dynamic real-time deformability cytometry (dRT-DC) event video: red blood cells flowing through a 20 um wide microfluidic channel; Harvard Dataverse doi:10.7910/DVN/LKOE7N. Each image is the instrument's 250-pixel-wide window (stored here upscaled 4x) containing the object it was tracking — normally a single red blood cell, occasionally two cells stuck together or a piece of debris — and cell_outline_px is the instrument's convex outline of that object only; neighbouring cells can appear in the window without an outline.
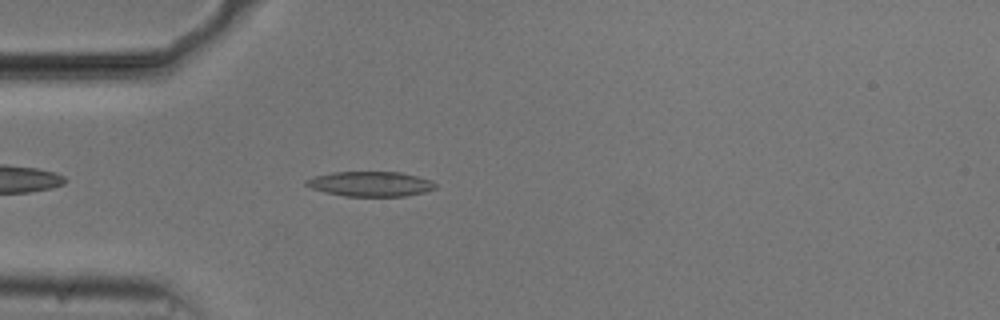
{"species": "common noctule bat (a hibernating species)", "species_latin": "Nyctalus noctula", "temperature_condition": "cold", "stored_images_in_passage": 44, "camera_frame_rate_fps": 3000, "um_per_image_px": 0.085, "animal": {"sex": "male", "body_mass_g": 20.5, "forearm_length_mm": 52.5}, "frame": {"image": 1, "passage_image": 5, "time_ms": 1.333, "image_size_px": [1000, 320], "cell_outline_px": [[436, 188], [424, 192], [404, 196], [344, 196], [324, 192], [312, 188], [304, 184], [304, 180], [316, 176], [332, 172], [400, 172], [432, 180], [436, 184]], "centroid_in_image_um": [31.48, 15.63], "position_along_channel_um": 53.5, "area_um2": 18.73}}
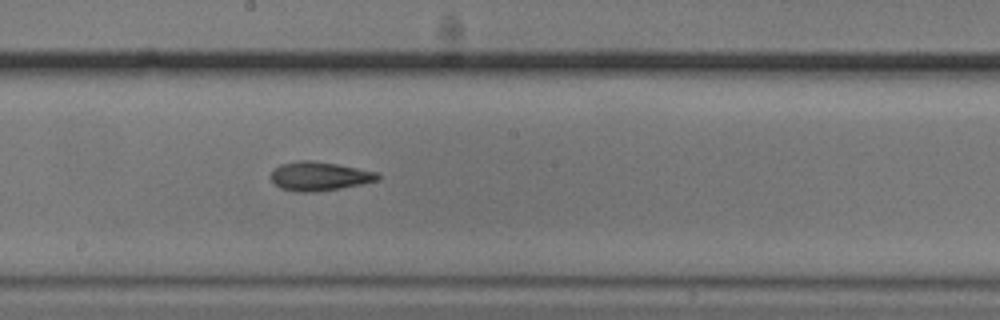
{"frame": {"image": 2, "passage_image": 19, "time_ms": 6.0, "image_size_px": [1000, 320], "cell_outline_px": [[380, 180], [364, 184], [316, 192], [296, 192], [280, 188], [272, 180], [272, 172], [280, 164], [300, 160], [308, 160], [336, 164], [380, 172]], "centroid_in_image_um": [27.2, 14.99], "position_along_channel_um": 221.0, "area_um2": 18.03}}
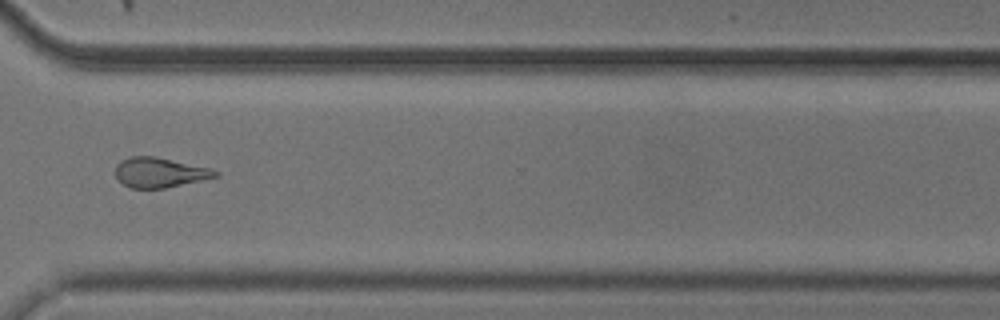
{"frame": {"image": 3, "passage_image": 30, "time_ms": 9.667, "image_size_px": [1000, 320], "cell_outline_px": [[220, 176], [164, 188], [132, 188], [124, 184], [116, 176], [116, 164], [120, 160], [128, 156], [156, 156], [212, 168], [220, 172]], "centroid_in_image_um": [13.6, 14.64], "position_along_channel_um": 357.0, "area_um2": 17.51}, "authors_computed_cell_mechanics": {"area_um2": 17.918, "velocity_mm_per_s": 3.7206, "shape_relaxation_time_tau1_ms": 4.809, "shape_relaxation_time_tau2_ms": 4.5272, "deformation_change_tau1": 0.1438, "deformation_change_tau2": 0.1402}}